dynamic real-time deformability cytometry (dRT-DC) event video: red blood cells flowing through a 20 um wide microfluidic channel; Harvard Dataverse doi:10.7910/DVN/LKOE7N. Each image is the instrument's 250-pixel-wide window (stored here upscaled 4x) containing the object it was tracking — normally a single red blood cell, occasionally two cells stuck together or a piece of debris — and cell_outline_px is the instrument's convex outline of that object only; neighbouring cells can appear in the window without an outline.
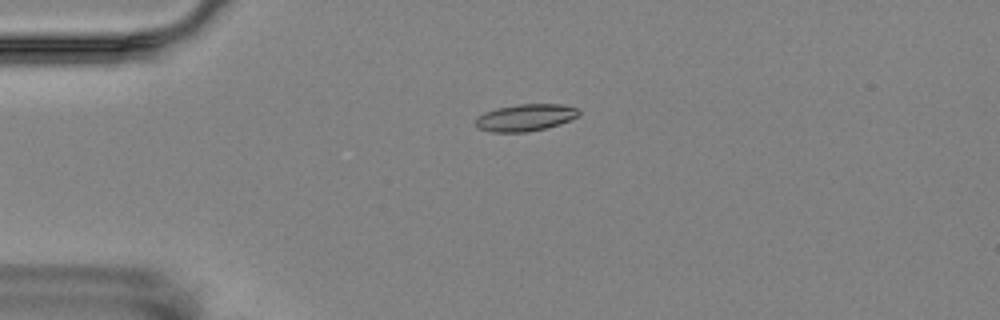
{"species": "Egyptian fruit bat (a non-hibernating species)", "species_latin": "Rousettus aegyptiacus", "temperature_condition": "room temperature", "stored_images_in_passage": 5, "camera_frame_rate_fps": 3000, "um_per_image_px": 0.085, "animal": {"sex": "female"}, "frame": {"image": 1, "passage_image": 4, "time_ms": 3.667, "image_size_px": [1000, 320], "cell_outline_px": [[580, 116], [560, 124], [528, 132], [492, 132], [480, 128], [476, 124], [476, 116], [484, 112], [496, 108], [516, 104], [564, 104], [576, 108], [580, 112]], "centroid_in_image_um": [44.68, 9.98], "position_along_channel_um": 40.3, "area_um2": 16.3}}